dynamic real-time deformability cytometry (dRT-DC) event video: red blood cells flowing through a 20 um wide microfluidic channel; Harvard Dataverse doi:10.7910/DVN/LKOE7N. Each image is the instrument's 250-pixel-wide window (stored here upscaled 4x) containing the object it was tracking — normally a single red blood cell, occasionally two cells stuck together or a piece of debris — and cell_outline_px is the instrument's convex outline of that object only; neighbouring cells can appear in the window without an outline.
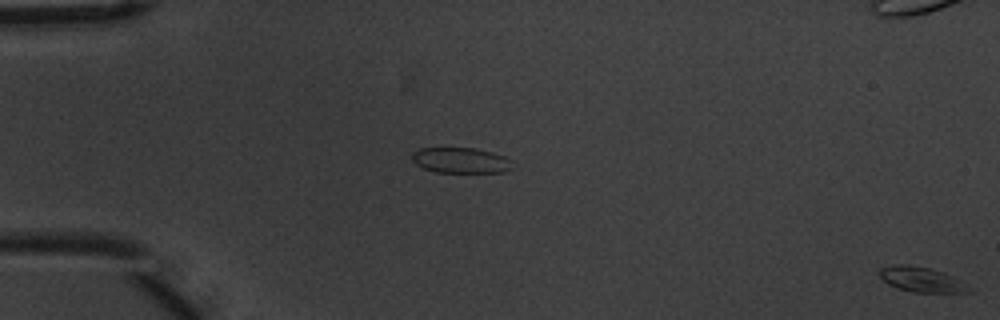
{"species": "common noctule bat (a hibernating species)", "species_latin": "Nyctalus noctula", "temperature_condition": "warm", "stored_images_in_passage": 57, "camera_frame_rate_fps": 3000, "um_per_image_px": 0.085, "animal": {"sex": "male", "body_mass_g": 20.1, "forearm_length_mm": 53.5}, "frame": {"image": 1, "passage_image": 1, "time_ms": 0.0, "image_size_px": [1000, 320], "cell_outline_px": [[972, 292], [912, 292], [888, 284], [880, 276], [880, 268], [892, 264], [904, 264], [928, 268], [944, 272], [960, 280]], "centroid_in_image_um": [78.29, 23.74], "position_along_channel_um": 6.7, "area_um2": 12.72}}
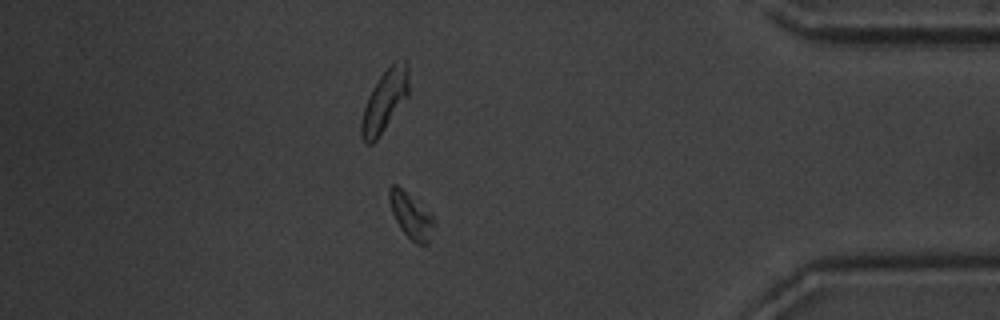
{"frame": {"image": 2, "passage_image": 50, "time_ms": 16.333, "image_size_px": [1000, 320], "cell_outline_px": [[432, 224], [428, 244], [416, 244], [400, 228], [392, 212], [388, 200], [388, 188], [392, 184], [396, 184], [428, 212], [432, 216]], "centroid_in_image_um": [34.85, 18.31], "position_along_channel_um": 400.3, "area_um2": 11.21}}